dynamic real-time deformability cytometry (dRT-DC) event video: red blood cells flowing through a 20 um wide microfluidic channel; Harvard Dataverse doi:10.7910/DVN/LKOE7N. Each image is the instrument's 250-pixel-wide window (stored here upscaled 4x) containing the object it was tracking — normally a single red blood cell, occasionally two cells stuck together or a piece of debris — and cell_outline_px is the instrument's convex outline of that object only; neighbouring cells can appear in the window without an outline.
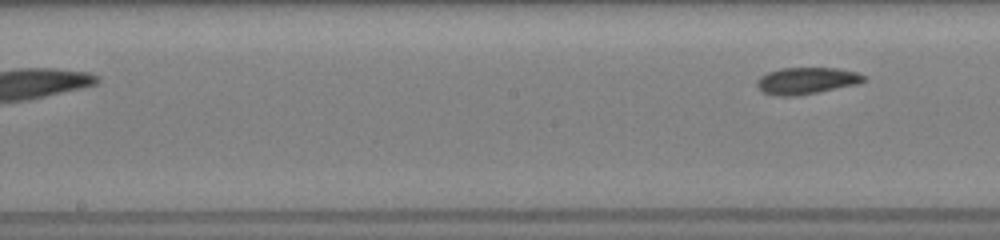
{"species": "common noctule bat (a hibernating species)", "species_latin": "Nyctalus noctula", "temperature_condition": "room temperature", "stored_images_in_passage": 10, "segment_of_instrument_passage": [2, 2], "camera_frame_rate_fps": 3000, "um_per_image_px": 0.085, "animal": {"sex": "female", "body_mass_g": 19.5, "forearm_length_mm": 54.1}, "frame": {"image": 1, "passage_image": 10, "time_ms": 4.333, "image_size_px": [1000, 240], "cell_outline_px": [[868, 80], [856, 84], [820, 92], [796, 96], [776, 96], [764, 92], [756, 84], [756, 80], [760, 76], [768, 72], [780, 68], [836, 68], [856, 72], [868, 76]], "centroid_in_image_um": [68.58, 6.86], "position_along_channel_um": 179.6, "area_um2": 16.76}}